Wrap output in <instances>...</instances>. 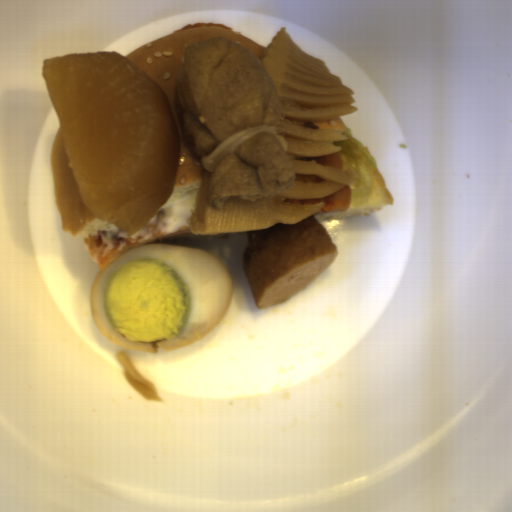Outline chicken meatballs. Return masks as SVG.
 <instances>
[{
	"label": "chicken meatballs",
	"instance_id": "fd5e1221",
	"mask_svg": "<svg viewBox=\"0 0 512 512\" xmlns=\"http://www.w3.org/2000/svg\"><path fill=\"white\" fill-rule=\"evenodd\" d=\"M243 265L258 309L287 301L311 284L339 252L315 215L297 224L247 231Z\"/></svg>",
	"mask_w": 512,
	"mask_h": 512
}]
</instances>
